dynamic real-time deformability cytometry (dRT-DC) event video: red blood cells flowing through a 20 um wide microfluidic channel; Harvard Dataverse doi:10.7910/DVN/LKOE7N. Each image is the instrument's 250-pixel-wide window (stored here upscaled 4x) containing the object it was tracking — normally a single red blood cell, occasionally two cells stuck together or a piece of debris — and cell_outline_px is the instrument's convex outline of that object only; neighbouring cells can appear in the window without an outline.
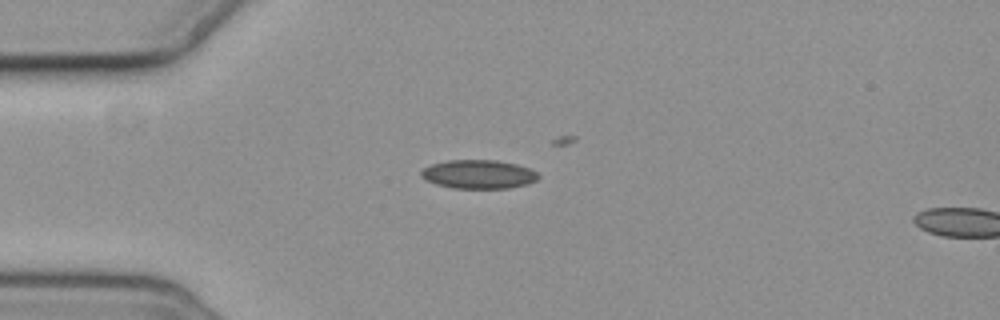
{"species": "common noctule bat (a hibernating species)", "species_latin": "Nyctalus noctula", "temperature_condition": "cold", "stored_images_in_passage": 2, "camera_frame_rate_fps": 3000, "um_per_image_px": 0.085, "animal": {"sex": "female", "body_mass_g": 19.3, "forearm_length_mm": 54.1}, "frame": {"image": 1, "passage_image": 1, "time_ms": 0.0, "image_size_px": [1000, 320], "cell_outline_px": [[540, 176], [536, 180], [528, 184], [508, 188], [452, 188], [436, 184], [424, 180], [420, 176], [420, 172], [424, 168], [432, 164], [448, 160], [496, 160], [516, 164], [528, 168], [536, 172]], "centroid_in_image_um": [40.65, 14.81], "position_along_channel_um": 44.3, "area_um2": 19.65}}